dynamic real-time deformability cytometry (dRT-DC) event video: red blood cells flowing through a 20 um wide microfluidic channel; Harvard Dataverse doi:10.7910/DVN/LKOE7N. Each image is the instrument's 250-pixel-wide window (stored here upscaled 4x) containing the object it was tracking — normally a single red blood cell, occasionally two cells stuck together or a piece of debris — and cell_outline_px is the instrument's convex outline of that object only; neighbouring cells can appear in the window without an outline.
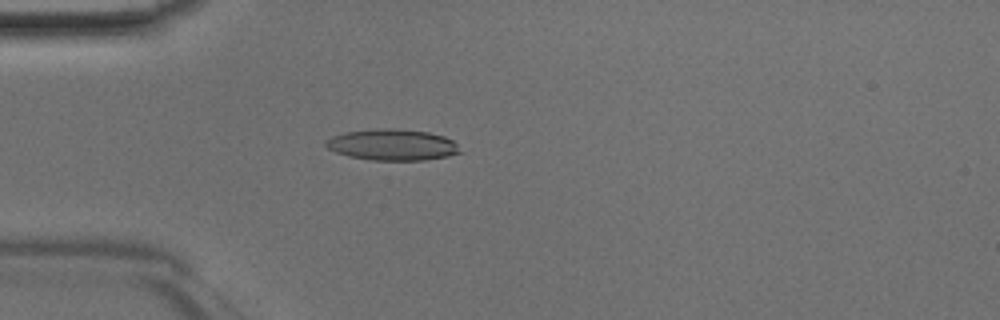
{"species": "Egyptian fruit bat (a non-hibernating species)", "species_latin": "Rousettus aegyptiacus", "temperature_condition": "room temperature", "stored_images_in_passage": 36, "camera_frame_rate_fps": 3000, "um_per_image_px": 0.085, "animal": {"sex": "male"}, "frame": {"image": 1, "passage_image": 7, "time_ms": 2.0, "image_size_px": [1000, 320], "cell_outline_px": [[460, 152], [448, 156], [424, 160], [372, 160], [348, 156], [336, 152], [328, 148], [324, 144], [324, 140], [332, 136], [344, 132], [376, 128], [392, 128], [428, 132], [444, 136], [452, 140], [456, 144]], "centroid_in_image_um": [33.3, 12.3], "position_along_channel_um": 51.7, "area_um2": 24.39}}
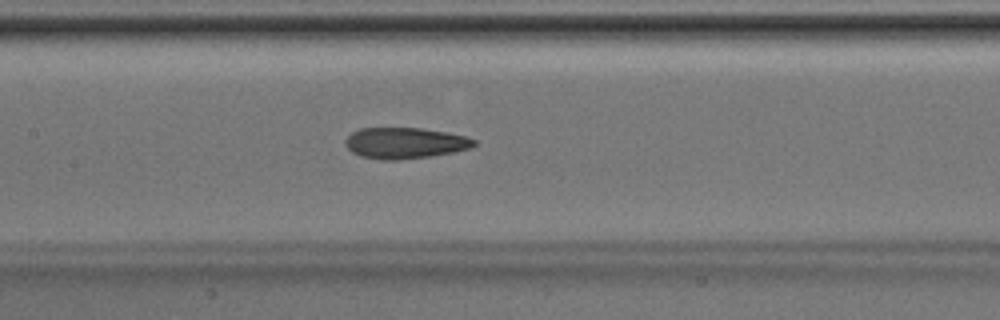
{"frame": {"image": 2, "passage_image": 16, "time_ms": 5.0, "image_size_px": [1000, 320], "cell_outline_px": [[476, 144], [472, 148], [452, 152], [428, 156], [400, 160], [380, 160], [360, 156], [352, 152], [344, 144], [344, 140], [352, 132], [360, 128], [420, 128], [444, 132], [464, 136], [476, 140]], "centroid_in_image_um": [34.38, 12.16], "position_along_channel_um": 173.0, "area_um2": 23.24}}
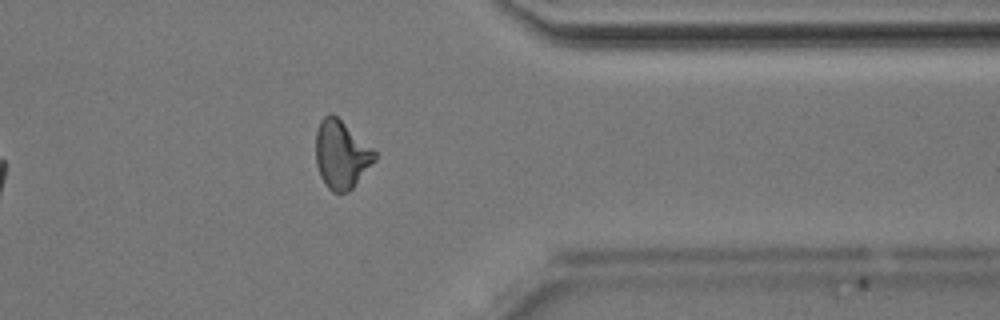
{"frame": {"image": 3, "passage_image": 31, "time_ms": 10.0, "image_size_px": [1000, 320], "cell_outline_px": [[376, 160], [352, 188], [348, 192], [332, 192], [324, 184], [320, 176], [316, 164], [316, 132], [320, 120], [324, 116], [332, 112], [372, 148], [376, 152]], "centroid_in_image_um": [28.99, 13.14], "position_along_channel_um": 382.4, "area_um2": 23.29}}